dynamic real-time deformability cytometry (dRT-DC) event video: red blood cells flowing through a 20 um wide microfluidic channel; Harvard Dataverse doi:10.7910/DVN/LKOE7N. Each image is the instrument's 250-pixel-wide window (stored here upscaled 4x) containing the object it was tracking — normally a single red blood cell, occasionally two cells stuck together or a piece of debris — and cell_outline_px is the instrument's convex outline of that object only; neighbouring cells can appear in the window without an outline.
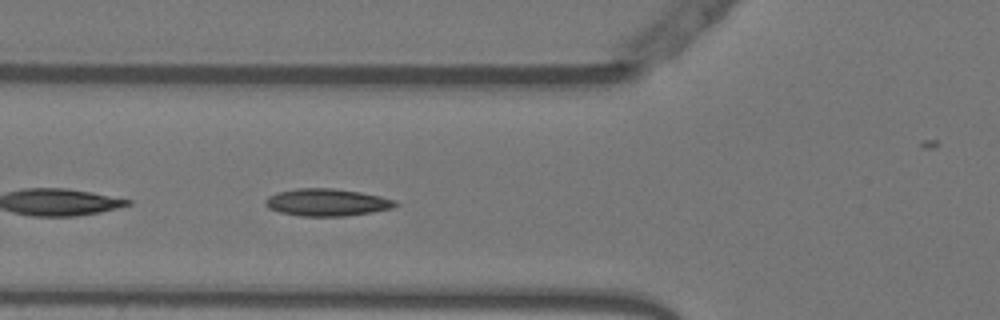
{"species": "Egyptian fruit bat (a non-hibernating species)", "species_latin": "Rousettus aegyptiacus", "temperature_condition": "warm", "stored_images_in_passage": 37, "camera_frame_rate_fps": 3000, "um_per_image_px": 0.085, "animal": {"sex": "female"}, "frame": {"image": 1, "passage_image": 4, "time_ms": 1.0, "image_size_px": [1000, 320], "cell_outline_px": [[400, 204], [392, 208], [372, 212], [344, 216], [300, 216], [280, 212], [268, 208], [264, 204], [264, 200], [268, 196], [276, 192], [296, 188], [332, 188], [360, 192], [380, 196], [396, 200]], "centroid_in_image_um": [27.77, 17.19], "position_along_channel_um": 98.0, "area_um2": 20.81}}
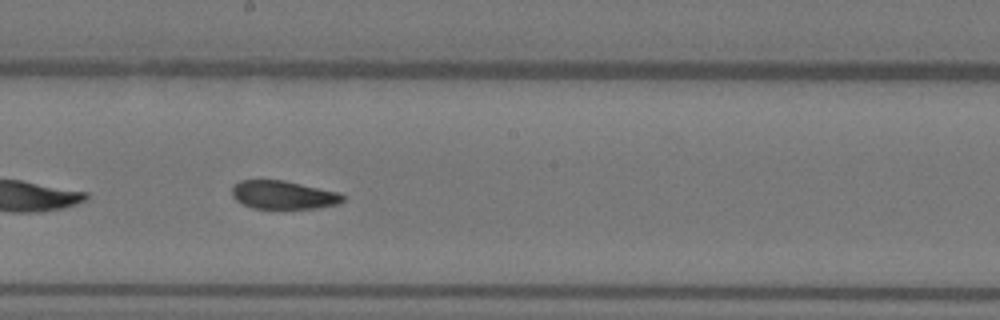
{"frame": {"image": 2, "passage_image": 14, "time_ms": 4.333, "image_size_px": [1000, 320], "cell_outline_px": [[344, 200], [336, 204], [316, 208], [252, 208], [236, 200], [232, 196], [232, 184], [240, 180], [284, 180], [340, 192], [344, 196]], "centroid_in_image_um": [24.06, 16.55], "position_along_channel_um": 224.1, "area_um2": 18.32}}
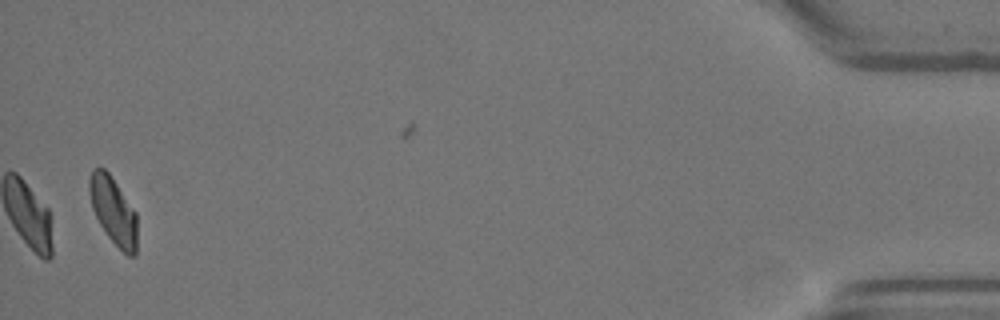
{"frame": {"image": 3, "passage_image": 37, "time_ms": 12.0, "image_size_px": [1000, 320], "cell_outline_px": [[136, 256], [128, 256], [108, 236], [100, 224], [92, 208], [88, 192], [88, 180], [92, 168], [104, 168], [108, 172], [136, 212]], "centroid_in_image_um": [9.61, 17.89], "position_along_channel_um": 425.6, "area_um2": 18.55}, "authors_computed_cell_mechanics": {"area_um2": 19.7676, "velocity_mm_per_s": 3.7795, "shape_relaxation_time_tau1_ms": 7.4709, "shape_relaxation_time_tau2_ms": 2.3974, "deformation_change_tau1": 0.215, "deformation_change_tau2": 0.0754}}